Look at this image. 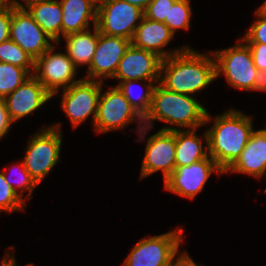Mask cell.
Instances as JSON below:
<instances>
[{
    "mask_svg": "<svg viewBox=\"0 0 266 266\" xmlns=\"http://www.w3.org/2000/svg\"><path fill=\"white\" fill-rule=\"evenodd\" d=\"M207 112L195 97L169 91L157 83L153 90L150 110L143 118L144 126L138 132L139 142L144 141L147 130L153 129L155 121L173 125L160 129L164 131L199 129L205 126Z\"/></svg>",
    "mask_w": 266,
    "mask_h": 266,
    "instance_id": "1",
    "label": "cell"
},
{
    "mask_svg": "<svg viewBox=\"0 0 266 266\" xmlns=\"http://www.w3.org/2000/svg\"><path fill=\"white\" fill-rule=\"evenodd\" d=\"M216 80L212 52L200 53L186 46L181 52L163 59L160 84L167 90L195 97Z\"/></svg>",
    "mask_w": 266,
    "mask_h": 266,
    "instance_id": "2",
    "label": "cell"
},
{
    "mask_svg": "<svg viewBox=\"0 0 266 266\" xmlns=\"http://www.w3.org/2000/svg\"><path fill=\"white\" fill-rule=\"evenodd\" d=\"M212 119H214L213 125L206 130L209 156L213 158L225 174L240 157L248 143L254 131L253 119L235 108L215 117L207 112L205 125L207 126Z\"/></svg>",
    "mask_w": 266,
    "mask_h": 266,
    "instance_id": "3",
    "label": "cell"
},
{
    "mask_svg": "<svg viewBox=\"0 0 266 266\" xmlns=\"http://www.w3.org/2000/svg\"><path fill=\"white\" fill-rule=\"evenodd\" d=\"M61 123L42 127L28 141L24 165L37 184L51 172L60 160L62 145Z\"/></svg>",
    "mask_w": 266,
    "mask_h": 266,
    "instance_id": "4",
    "label": "cell"
},
{
    "mask_svg": "<svg viewBox=\"0 0 266 266\" xmlns=\"http://www.w3.org/2000/svg\"><path fill=\"white\" fill-rule=\"evenodd\" d=\"M215 60L216 79L225 76L229 86L254 91L258 72L249 46L240 38L234 46L212 51Z\"/></svg>",
    "mask_w": 266,
    "mask_h": 266,
    "instance_id": "5",
    "label": "cell"
},
{
    "mask_svg": "<svg viewBox=\"0 0 266 266\" xmlns=\"http://www.w3.org/2000/svg\"><path fill=\"white\" fill-rule=\"evenodd\" d=\"M182 226L154 236H144L133 246L123 266H170L174 254L184 240Z\"/></svg>",
    "mask_w": 266,
    "mask_h": 266,
    "instance_id": "6",
    "label": "cell"
},
{
    "mask_svg": "<svg viewBox=\"0 0 266 266\" xmlns=\"http://www.w3.org/2000/svg\"><path fill=\"white\" fill-rule=\"evenodd\" d=\"M110 88L103 93L101 88L94 131L101 134L124 129L136 121L138 122L136 130L139 132L144 126L143 118L130 105L118 86Z\"/></svg>",
    "mask_w": 266,
    "mask_h": 266,
    "instance_id": "7",
    "label": "cell"
},
{
    "mask_svg": "<svg viewBox=\"0 0 266 266\" xmlns=\"http://www.w3.org/2000/svg\"><path fill=\"white\" fill-rule=\"evenodd\" d=\"M144 10L125 0H105L97 4L96 26L100 33L131 40Z\"/></svg>",
    "mask_w": 266,
    "mask_h": 266,
    "instance_id": "8",
    "label": "cell"
},
{
    "mask_svg": "<svg viewBox=\"0 0 266 266\" xmlns=\"http://www.w3.org/2000/svg\"><path fill=\"white\" fill-rule=\"evenodd\" d=\"M54 50L55 45H52L35 60L33 73L52 97L60 92V88L66 89L81 80L75 79L77 67L67 52H54Z\"/></svg>",
    "mask_w": 266,
    "mask_h": 266,
    "instance_id": "9",
    "label": "cell"
},
{
    "mask_svg": "<svg viewBox=\"0 0 266 266\" xmlns=\"http://www.w3.org/2000/svg\"><path fill=\"white\" fill-rule=\"evenodd\" d=\"M103 82L81 79L70 87L63 89L61 107L69 118L71 125L76 129L82 122L92 116V124L97 115L98 101Z\"/></svg>",
    "mask_w": 266,
    "mask_h": 266,
    "instance_id": "10",
    "label": "cell"
},
{
    "mask_svg": "<svg viewBox=\"0 0 266 266\" xmlns=\"http://www.w3.org/2000/svg\"><path fill=\"white\" fill-rule=\"evenodd\" d=\"M222 175L211 156L190 165L175 167L174 171L164 180V189L181 197L194 200L203 191L211 174Z\"/></svg>",
    "mask_w": 266,
    "mask_h": 266,
    "instance_id": "11",
    "label": "cell"
},
{
    "mask_svg": "<svg viewBox=\"0 0 266 266\" xmlns=\"http://www.w3.org/2000/svg\"><path fill=\"white\" fill-rule=\"evenodd\" d=\"M142 160L140 179L161 171L164 180L174 171L175 131L159 130L148 137Z\"/></svg>",
    "mask_w": 266,
    "mask_h": 266,
    "instance_id": "12",
    "label": "cell"
},
{
    "mask_svg": "<svg viewBox=\"0 0 266 266\" xmlns=\"http://www.w3.org/2000/svg\"><path fill=\"white\" fill-rule=\"evenodd\" d=\"M10 39L35 61L55 41L34 21L28 10L11 8Z\"/></svg>",
    "mask_w": 266,
    "mask_h": 266,
    "instance_id": "13",
    "label": "cell"
},
{
    "mask_svg": "<svg viewBox=\"0 0 266 266\" xmlns=\"http://www.w3.org/2000/svg\"><path fill=\"white\" fill-rule=\"evenodd\" d=\"M131 44V40L99 32L93 60L87 67L84 79L103 82L113 79L119 62Z\"/></svg>",
    "mask_w": 266,
    "mask_h": 266,
    "instance_id": "14",
    "label": "cell"
},
{
    "mask_svg": "<svg viewBox=\"0 0 266 266\" xmlns=\"http://www.w3.org/2000/svg\"><path fill=\"white\" fill-rule=\"evenodd\" d=\"M162 58L156 53L130 44L121 58L113 78L127 80L160 81Z\"/></svg>",
    "mask_w": 266,
    "mask_h": 266,
    "instance_id": "15",
    "label": "cell"
},
{
    "mask_svg": "<svg viewBox=\"0 0 266 266\" xmlns=\"http://www.w3.org/2000/svg\"><path fill=\"white\" fill-rule=\"evenodd\" d=\"M52 95L32 75L4 98L7 112L13 123L44 106Z\"/></svg>",
    "mask_w": 266,
    "mask_h": 266,
    "instance_id": "16",
    "label": "cell"
},
{
    "mask_svg": "<svg viewBox=\"0 0 266 266\" xmlns=\"http://www.w3.org/2000/svg\"><path fill=\"white\" fill-rule=\"evenodd\" d=\"M173 38L174 34L165 23L143 17L135 29L131 44L135 47L156 53L162 59H166L173 54L181 52L187 46L178 47L169 52L165 49L163 50Z\"/></svg>",
    "mask_w": 266,
    "mask_h": 266,
    "instance_id": "17",
    "label": "cell"
},
{
    "mask_svg": "<svg viewBox=\"0 0 266 266\" xmlns=\"http://www.w3.org/2000/svg\"><path fill=\"white\" fill-rule=\"evenodd\" d=\"M248 174L261 180L266 178V132L254 130L240 157L225 172Z\"/></svg>",
    "mask_w": 266,
    "mask_h": 266,
    "instance_id": "18",
    "label": "cell"
},
{
    "mask_svg": "<svg viewBox=\"0 0 266 266\" xmlns=\"http://www.w3.org/2000/svg\"><path fill=\"white\" fill-rule=\"evenodd\" d=\"M62 7L61 36L89 29L97 23V3L93 0H59Z\"/></svg>",
    "mask_w": 266,
    "mask_h": 266,
    "instance_id": "19",
    "label": "cell"
},
{
    "mask_svg": "<svg viewBox=\"0 0 266 266\" xmlns=\"http://www.w3.org/2000/svg\"><path fill=\"white\" fill-rule=\"evenodd\" d=\"M196 129L193 130H175V164L176 167L190 165L196 161L203 160L209 156L208 134L205 131L200 138L196 134ZM204 145L203 146V140ZM205 147V148H204Z\"/></svg>",
    "mask_w": 266,
    "mask_h": 266,
    "instance_id": "20",
    "label": "cell"
},
{
    "mask_svg": "<svg viewBox=\"0 0 266 266\" xmlns=\"http://www.w3.org/2000/svg\"><path fill=\"white\" fill-rule=\"evenodd\" d=\"M98 35L99 30L95 25L93 32L91 29H87L62 37L66 41L65 51L77 68L90 66L97 46Z\"/></svg>",
    "mask_w": 266,
    "mask_h": 266,
    "instance_id": "21",
    "label": "cell"
},
{
    "mask_svg": "<svg viewBox=\"0 0 266 266\" xmlns=\"http://www.w3.org/2000/svg\"><path fill=\"white\" fill-rule=\"evenodd\" d=\"M28 12L55 44L61 43L62 7L59 0H47L32 5Z\"/></svg>",
    "mask_w": 266,
    "mask_h": 266,
    "instance_id": "22",
    "label": "cell"
},
{
    "mask_svg": "<svg viewBox=\"0 0 266 266\" xmlns=\"http://www.w3.org/2000/svg\"><path fill=\"white\" fill-rule=\"evenodd\" d=\"M144 81V83H142ZM140 83L142 88L140 90H144L143 93H138L134 95L133 86L134 83ZM146 82V83H145ZM160 81H145V80H127L124 82H120L116 84L118 88L122 91L130 105L138 112V114L144 118L146 114L149 112L152 102V94L155 88V85Z\"/></svg>",
    "mask_w": 266,
    "mask_h": 266,
    "instance_id": "23",
    "label": "cell"
},
{
    "mask_svg": "<svg viewBox=\"0 0 266 266\" xmlns=\"http://www.w3.org/2000/svg\"><path fill=\"white\" fill-rule=\"evenodd\" d=\"M31 76L24 68L0 62V98H5Z\"/></svg>",
    "mask_w": 266,
    "mask_h": 266,
    "instance_id": "24",
    "label": "cell"
},
{
    "mask_svg": "<svg viewBox=\"0 0 266 266\" xmlns=\"http://www.w3.org/2000/svg\"><path fill=\"white\" fill-rule=\"evenodd\" d=\"M0 62L10 63L34 73V60L17 43L10 38L0 43Z\"/></svg>",
    "mask_w": 266,
    "mask_h": 266,
    "instance_id": "25",
    "label": "cell"
},
{
    "mask_svg": "<svg viewBox=\"0 0 266 266\" xmlns=\"http://www.w3.org/2000/svg\"><path fill=\"white\" fill-rule=\"evenodd\" d=\"M19 163V164H17ZM17 163H14L11 169V172L16 169L19 171L17 174H19L17 180H15V183L13 182L14 178L12 179V176H8L9 173L4 169V177L6 182L14 189V191L18 194V196L26 202V200H31L33 191L38 186V184L35 182V180L31 177L29 172L26 170L23 160L19 161ZM15 174V173H14ZM14 177V176H13ZM28 191L26 199L23 198L24 192L26 193Z\"/></svg>",
    "mask_w": 266,
    "mask_h": 266,
    "instance_id": "26",
    "label": "cell"
},
{
    "mask_svg": "<svg viewBox=\"0 0 266 266\" xmlns=\"http://www.w3.org/2000/svg\"><path fill=\"white\" fill-rule=\"evenodd\" d=\"M190 0H176L168 12V18H165V24L170 31L175 35L178 29L191 28L190 20L193 14L190 6Z\"/></svg>",
    "mask_w": 266,
    "mask_h": 266,
    "instance_id": "27",
    "label": "cell"
},
{
    "mask_svg": "<svg viewBox=\"0 0 266 266\" xmlns=\"http://www.w3.org/2000/svg\"><path fill=\"white\" fill-rule=\"evenodd\" d=\"M27 202L22 200L14 189L6 182L3 170L0 171V213L14 211L25 212Z\"/></svg>",
    "mask_w": 266,
    "mask_h": 266,
    "instance_id": "28",
    "label": "cell"
},
{
    "mask_svg": "<svg viewBox=\"0 0 266 266\" xmlns=\"http://www.w3.org/2000/svg\"><path fill=\"white\" fill-rule=\"evenodd\" d=\"M175 1L176 0H151L144 10V17L164 23Z\"/></svg>",
    "mask_w": 266,
    "mask_h": 266,
    "instance_id": "29",
    "label": "cell"
},
{
    "mask_svg": "<svg viewBox=\"0 0 266 266\" xmlns=\"http://www.w3.org/2000/svg\"><path fill=\"white\" fill-rule=\"evenodd\" d=\"M241 39L245 43L266 44V19L257 16Z\"/></svg>",
    "mask_w": 266,
    "mask_h": 266,
    "instance_id": "30",
    "label": "cell"
},
{
    "mask_svg": "<svg viewBox=\"0 0 266 266\" xmlns=\"http://www.w3.org/2000/svg\"><path fill=\"white\" fill-rule=\"evenodd\" d=\"M251 51L253 61L258 71L266 70V44L246 43Z\"/></svg>",
    "mask_w": 266,
    "mask_h": 266,
    "instance_id": "31",
    "label": "cell"
},
{
    "mask_svg": "<svg viewBox=\"0 0 266 266\" xmlns=\"http://www.w3.org/2000/svg\"><path fill=\"white\" fill-rule=\"evenodd\" d=\"M11 8L0 11V43L10 38Z\"/></svg>",
    "mask_w": 266,
    "mask_h": 266,
    "instance_id": "32",
    "label": "cell"
},
{
    "mask_svg": "<svg viewBox=\"0 0 266 266\" xmlns=\"http://www.w3.org/2000/svg\"><path fill=\"white\" fill-rule=\"evenodd\" d=\"M13 122L11 121L7 112L4 98H0V140L4 138L12 127Z\"/></svg>",
    "mask_w": 266,
    "mask_h": 266,
    "instance_id": "33",
    "label": "cell"
},
{
    "mask_svg": "<svg viewBox=\"0 0 266 266\" xmlns=\"http://www.w3.org/2000/svg\"><path fill=\"white\" fill-rule=\"evenodd\" d=\"M177 256V257H176ZM170 266H198L188 254V252L180 253L179 250L174 254ZM200 266H205L201 264Z\"/></svg>",
    "mask_w": 266,
    "mask_h": 266,
    "instance_id": "34",
    "label": "cell"
},
{
    "mask_svg": "<svg viewBox=\"0 0 266 266\" xmlns=\"http://www.w3.org/2000/svg\"><path fill=\"white\" fill-rule=\"evenodd\" d=\"M10 8L18 9V10H28L32 5L38 4L47 0H20L23 1L24 4H21L19 0H8ZM25 5V6H24Z\"/></svg>",
    "mask_w": 266,
    "mask_h": 266,
    "instance_id": "35",
    "label": "cell"
},
{
    "mask_svg": "<svg viewBox=\"0 0 266 266\" xmlns=\"http://www.w3.org/2000/svg\"><path fill=\"white\" fill-rule=\"evenodd\" d=\"M254 91L266 92V70L257 72L254 81Z\"/></svg>",
    "mask_w": 266,
    "mask_h": 266,
    "instance_id": "36",
    "label": "cell"
},
{
    "mask_svg": "<svg viewBox=\"0 0 266 266\" xmlns=\"http://www.w3.org/2000/svg\"><path fill=\"white\" fill-rule=\"evenodd\" d=\"M126 2L136 5L138 7H140L141 9L145 10L147 4L151 1V0H125Z\"/></svg>",
    "mask_w": 266,
    "mask_h": 266,
    "instance_id": "37",
    "label": "cell"
},
{
    "mask_svg": "<svg viewBox=\"0 0 266 266\" xmlns=\"http://www.w3.org/2000/svg\"><path fill=\"white\" fill-rule=\"evenodd\" d=\"M255 10H256L255 11L256 16L266 19V0L264 1V3L260 7H258Z\"/></svg>",
    "mask_w": 266,
    "mask_h": 266,
    "instance_id": "38",
    "label": "cell"
},
{
    "mask_svg": "<svg viewBox=\"0 0 266 266\" xmlns=\"http://www.w3.org/2000/svg\"><path fill=\"white\" fill-rule=\"evenodd\" d=\"M10 8L8 0H0V11Z\"/></svg>",
    "mask_w": 266,
    "mask_h": 266,
    "instance_id": "39",
    "label": "cell"
},
{
    "mask_svg": "<svg viewBox=\"0 0 266 266\" xmlns=\"http://www.w3.org/2000/svg\"><path fill=\"white\" fill-rule=\"evenodd\" d=\"M12 252V253H11ZM11 252H6L3 259H2V263L0 266H4L5 262L15 253V251H11Z\"/></svg>",
    "mask_w": 266,
    "mask_h": 266,
    "instance_id": "40",
    "label": "cell"
},
{
    "mask_svg": "<svg viewBox=\"0 0 266 266\" xmlns=\"http://www.w3.org/2000/svg\"><path fill=\"white\" fill-rule=\"evenodd\" d=\"M16 259H15V255L13 254L11 257H10V266H17L16 264ZM25 266H34L33 264H28V265H25Z\"/></svg>",
    "mask_w": 266,
    "mask_h": 266,
    "instance_id": "41",
    "label": "cell"
},
{
    "mask_svg": "<svg viewBox=\"0 0 266 266\" xmlns=\"http://www.w3.org/2000/svg\"><path fill=\"white\" fill-rule=\"evenodd\" d=\"M4 266H10V258L5 262Z\"/></svg>",
    "mask_w": 266,
    "mask_h": 266,
    "instance_id": "42",
    "label": "cell"
},
{
    "mask_svg": "<svg viewBox=\"0 0 266 266\" xmlns=\"http://www.w3.org/2000/svg\"><path fill=\"white\" fill-rule=\"evenodd\" d=\"M95 3L99 4L101 3L102 1H105V0H93Z\"/></svg>",
    "mask_w": 266,
    "mask_h": 266,
    "instance_id": "43",
    "label": "cell"
}]
</instances>
